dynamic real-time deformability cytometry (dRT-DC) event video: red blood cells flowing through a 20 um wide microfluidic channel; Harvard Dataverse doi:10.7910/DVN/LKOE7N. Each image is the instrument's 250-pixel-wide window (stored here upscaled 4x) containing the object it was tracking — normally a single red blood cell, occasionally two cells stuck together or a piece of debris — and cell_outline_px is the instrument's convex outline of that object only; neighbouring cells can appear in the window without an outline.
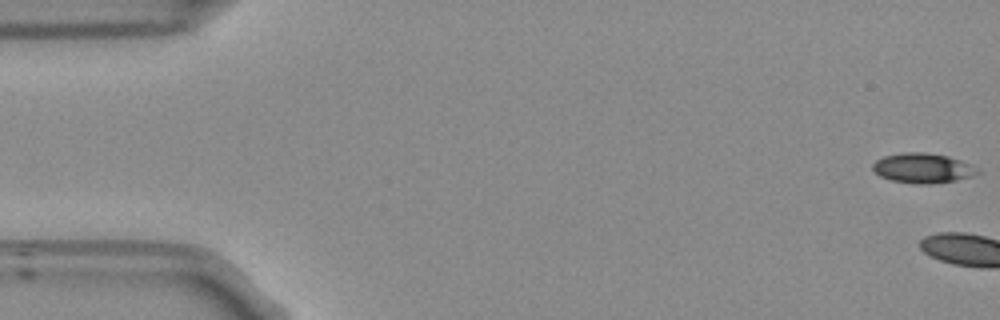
{"species": "Egyptian fruit bat (a non-hibernating species)", "species_latin": "Rousettus aegyptiacus", "temperature_condition": "room temperature", "stored_images_in_passage": 4, "camera_frame_rate_fps": 3000, "um_per_image_px": 0.085, "frame": {"image": 1, "passage_image": 1, "time_ms": 0.0, "image_size_px": [1000, 320], "cell_outline_px": [[980, 172], [972, 176], [956, 180], [932, 184], [916, 184], [892, 180], [880, 176], [872, 168], [872, 164], [876, 160], [884, 156], [904, 152], [924, 152], [948, 156], [972, 164]], "centroid_in_image_um": [78.44, 14.29], "position_along_channel_um": 6.6, "area_um2": 18.21}}